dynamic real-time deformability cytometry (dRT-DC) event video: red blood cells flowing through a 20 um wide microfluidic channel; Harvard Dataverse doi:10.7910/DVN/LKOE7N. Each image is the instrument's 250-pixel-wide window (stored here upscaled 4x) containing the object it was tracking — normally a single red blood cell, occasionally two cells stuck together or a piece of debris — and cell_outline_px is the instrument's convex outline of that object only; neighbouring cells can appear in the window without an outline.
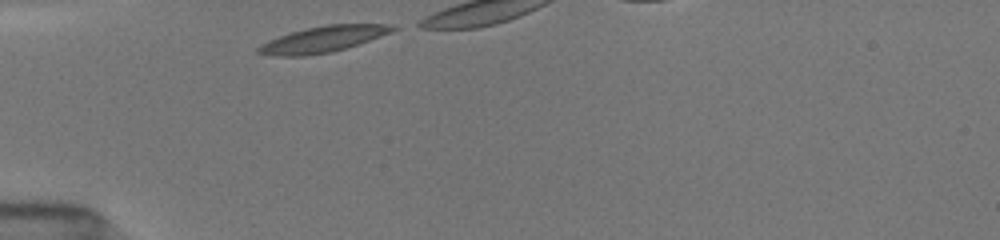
{"species": "common noctule bat (a hibernating species)", "species_latin": "Nyctalus noctula", "temperature_condition": "room temperature", "stored_images_in_passage": 13, "camera_frame_rate_fps": 3000, "um_per_image_px": 0.085, "animal": {"sex": "female", "body_mass_g": 19.5, "forearm_length_mm": 54.1}, "frame": {"image": 1, "passage_image": 1, "time_ms": 0.0, "image_size_px": [1000, 240], "cell_outline_px": [[400, 28], [392, 32], [332, 52], [304, 56], [272, 56], [256, 52], [256, 48], [260, 44], [268, 40], [304, 28], [328, 24], [388, 24]], "centroid_in_image_um": [27.42, 3.33], "position_along_channel_um": 57.6, "area_um2": 20.29}}
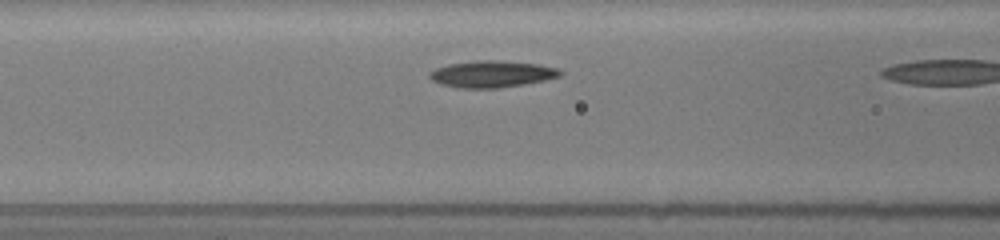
{"frame": {"image": 2, "passage_image": 11, "time_ms": 2.0, "image_size_px": [1000, 240], "cell_outline_px": [[564, 76], [524, 84], [496, 88], [456, 88], [440, 84], [432, 80], [428, 76], [428, 72], [436, 68], [448, 64], [476, 60], [496, 60], [536, 64], [556, 68], [564, 72]], "centroid_in_image_um": [41.78, 6.29], "position_along_channel_um": 124.8, "area_um2": 20.4}}